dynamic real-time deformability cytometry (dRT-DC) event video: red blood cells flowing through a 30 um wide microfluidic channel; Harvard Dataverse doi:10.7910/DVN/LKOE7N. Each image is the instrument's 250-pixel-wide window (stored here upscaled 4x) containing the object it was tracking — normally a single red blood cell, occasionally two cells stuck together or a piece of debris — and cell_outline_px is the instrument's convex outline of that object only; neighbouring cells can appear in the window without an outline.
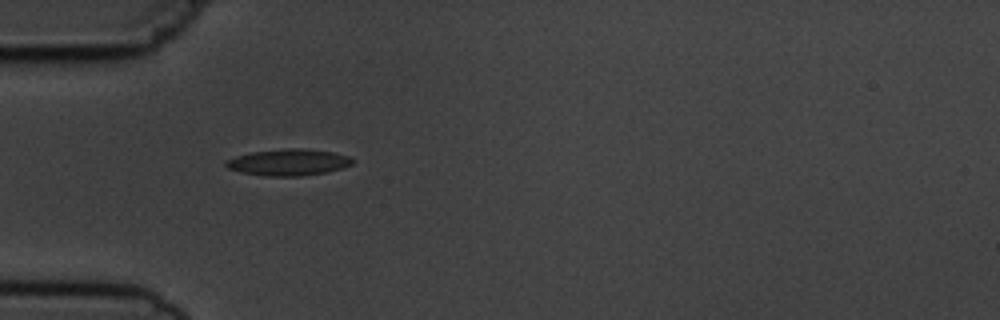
{"species": "common noctule bat (a hibernating species)", "species_latin": "Nyctalus noctula", "temperature_condition": "cold", "stored_images_in_passage": 4, "camera_frame_rate_fps": 3000, "um_per_image_px": 0.085, "animal": {"sex": "male", "body_mass_g": 19.5, "forearm_length_mm": 54.6}, "frame": {"image": 1, "passage_image": 1, "time_ms": 0.0, "image_size_px": [1000, 320], "cell_outline_px": [[356, 160], [352, 164], [344, 168], [328, 172], [300, 176], [268, 176], [240, 172], [228, 168], [224, 164], [228, 160], [236, 156], [252, 152], [284, 148], [304, 148], [332, 152], [348, 156]], "centroid_in_image_um": [24.57, 13.79], "position_along_channel_um": 60.4, "area_um2": 19.59}}
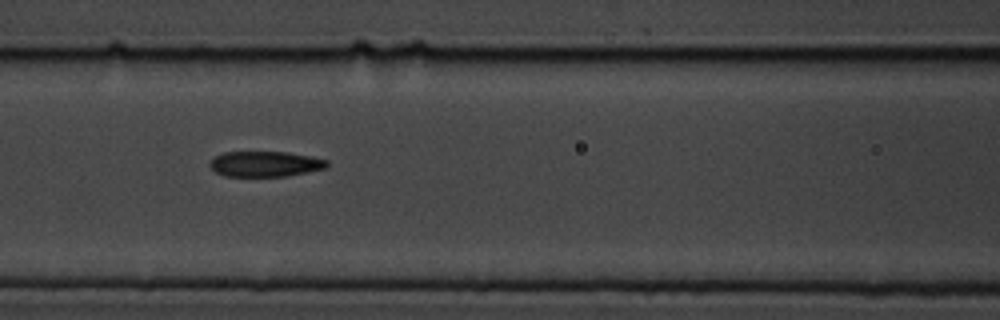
{"frame": {"image": 2, "passage_image": 3, "time_ms": 2.333, "image_size_px": [1000, 320], "cell_outline_px": [[328, 164], [324, 168], [284, 176], [224, 176], [216, 172], [208, 164], [216, 156], [224, 152], [288, 152], [312, 156], [328, 160]], "centroid_in_image_um": [22.53, 13.93], "position_along_channel_um": 144.1, "area_um2": 17.17}}
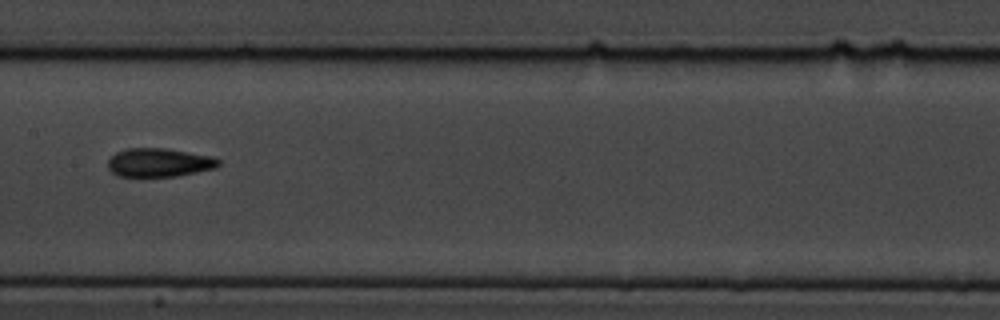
{"frame": {"image": 3, "passage_image": 4, "time_ms": 3.667, "image_size_px": [1000, 320], "cell_outline_px": [[220, 164], [216, 168], [176, 176], [116, 176], [108, 168], [108, 160], [116, 152], [124, 148], [164, 148], [212, 156], [220, 160]], "centroid_in_image_um": [13.51, 13.81], "position_along_channel_um": 193.9, "area_um2": 18.44}}